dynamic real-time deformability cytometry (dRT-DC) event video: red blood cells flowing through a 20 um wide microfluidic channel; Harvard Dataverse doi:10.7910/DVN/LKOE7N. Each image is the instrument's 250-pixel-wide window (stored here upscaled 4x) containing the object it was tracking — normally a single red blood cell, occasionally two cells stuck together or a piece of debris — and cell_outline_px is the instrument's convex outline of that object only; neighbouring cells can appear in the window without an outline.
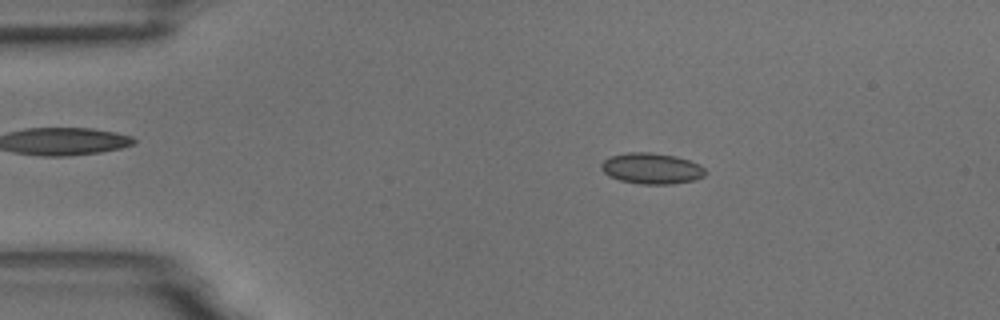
{"species": "common noctule bat (a hibernating species)", "species_latin": "Nyctalus noctula", "temperature_condition": "room temperature", "stored_images_in_passage": 6, "camera_frame_rate_fps": 3000, "um_per_image_px": 0.085, "animal": {"sex": "male", "body_mass_g": 18.8}, "frame": {"image": 1, "passage_image": 3, "time_ms": 2.0, "image_size_px": [1000, 320], "cell_outline_px": [[708, 172], [704, 176], [696, 180], [672, 184], [640, 184], [620, 180], [608, 176], [600, 168], [600, 164], [604, 160], [612, 156], [628, 152], [648, 152], [676, 156], [700, 164]], "centroid_in_image_um": [55.41, 14.32], "position_along_channel_um": 29.6, "area_um2": 18.9}}
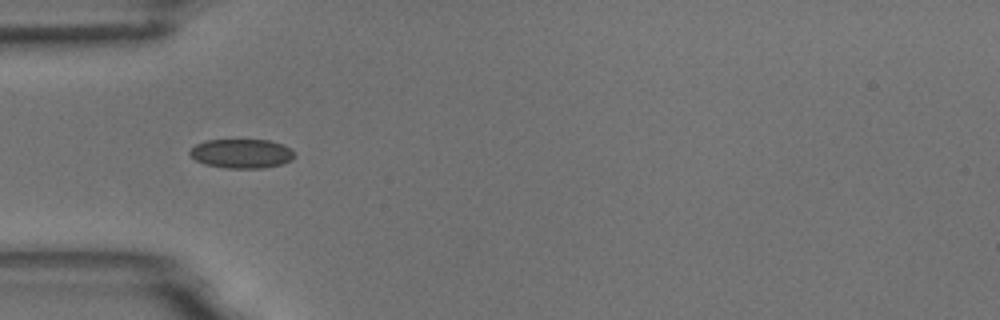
{"frame": {"image": 2, "passage_image": 5, "time_ms": 4.333, "image_size_px": [1000, 320], "cell_outline_px": [[296, 156], [292, 160], [284, 164], [264, 168], [228, 168], [204, 164], [196, 160], [188, 152], [196, 144], [208, 140], [268, 140], [280, 144], [296, 152]], "centroid_in_image_um": [20.57, 13.06], "position_along_channel_um": 64.4, "area_um2": 17.8}}